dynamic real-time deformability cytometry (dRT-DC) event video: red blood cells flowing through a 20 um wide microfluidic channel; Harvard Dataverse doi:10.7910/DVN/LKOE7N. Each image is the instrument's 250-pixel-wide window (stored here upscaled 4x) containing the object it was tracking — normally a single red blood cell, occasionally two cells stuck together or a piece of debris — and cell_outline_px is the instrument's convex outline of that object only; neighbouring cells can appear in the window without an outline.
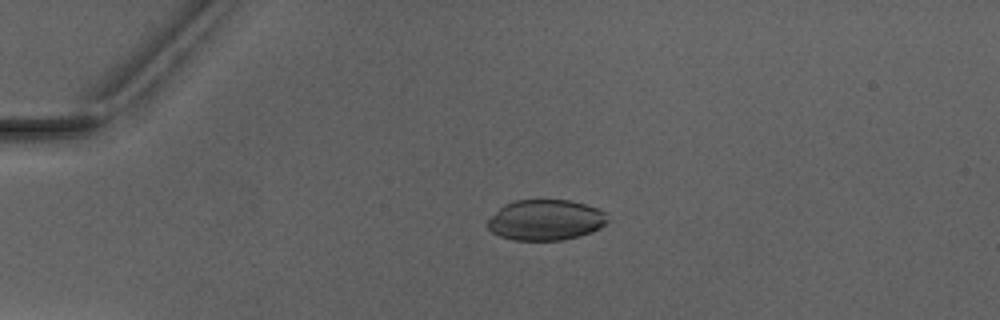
{"species": "Egyptian fruit bat (a non-hibernating species)", "species_latin": "Rousettus aegyptiacus", "temperature_condition": "warm", "stored_images_in_passage": 3, "camera_frame_rate_fps": 3000, "um_per_image_px": 0.085, "animal": {"sex": "male"}, "frame": {"image": 1, "passage_image": 2, "time_ms": 1.0, "image_size_px": [1000, 320], "cell_outline_px": [[608, 220], [600, 228], [592, 232], [560, 240], [516, 240], [500, 236], [492, 232], [484, 224], [504, 204], [516, 200], [572, 200], [596, 208], [604, 212]], "centroid_in_image_um": [46.35, 18.69], "position_along_channel_um": 38.7, "area_um2": 28.21}}